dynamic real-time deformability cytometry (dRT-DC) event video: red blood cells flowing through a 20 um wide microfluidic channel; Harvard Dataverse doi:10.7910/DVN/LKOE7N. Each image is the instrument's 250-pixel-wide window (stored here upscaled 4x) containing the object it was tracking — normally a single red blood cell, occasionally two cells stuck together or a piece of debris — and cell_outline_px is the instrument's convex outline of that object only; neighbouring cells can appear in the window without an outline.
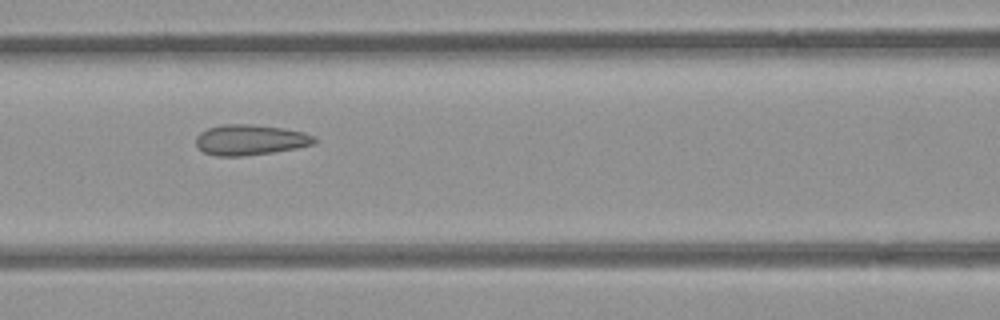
{"species": "common noctule bat (a hibernating species)", "species_latin": "Nyctalus noctula", "temperature_condition": "room temperature", "stored_images_in_passage": 8, "camera_frame_rate_fps": 3000, "um_per_image_px": 0.085, "animal": {"sex": "female", "body_mass_g": 21.9}, "frame": {"image": 1, "passage_image": 6, "time_ms": 6.667, "image_size_px": [1000, 320], "cell_outline_px": [[316, 144], [296, 148], [272, 152], [240, 156], [216, 156], [204, 152], [196, 144], [196, 136], [200, 132], [208, 128], [224, 124], [252, 124], [284, 128], [304, 132], [316, 136]], "centroid_in_image_um": [21.29, 11.88], "position_along_channel_um": 145.3, "area_um2": 21.1}}
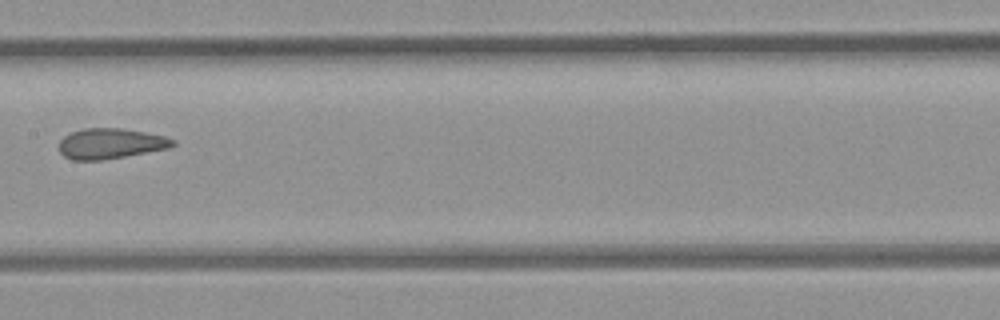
{"frame": {"image": 2, "passage_image": 7, "time_ms": 8.0, "image_size_px": [1000, 320], "cell_outline_px": [[176, 144], [168, 148], [124, 156], [100, 160], [72, 160], [64, 156], [60, 152], [60, 140], [64, 136], [72, 132], [84, 128], [120, 128], [144, 132], [164, 136], [176, 140]], "centroid_in_image_um": [9.39, 12.2], "position_along_channel_um": 198.0, "area_um2": 19.94}}
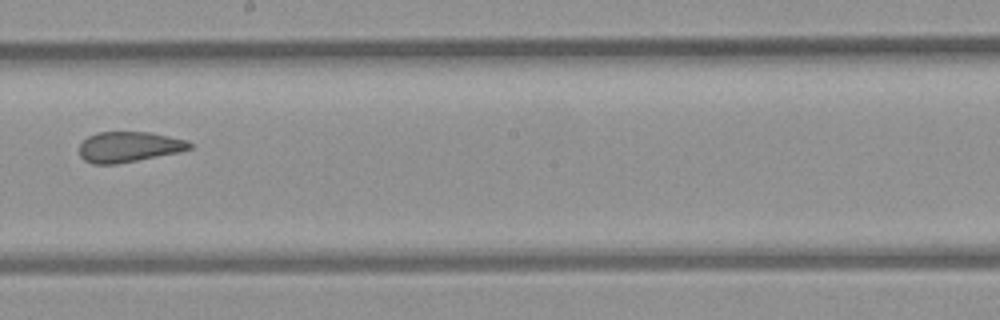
{"frame": {"image": 3, "passage_image": 8, "time_ms": 9.0, "image_size_px": [1000, 320], "cell_outline_px": [[192, 148], [176, 152], [116, 164], [92, 164], [84, 160], [80, 156], [80, 144], [88, 136], [96, 132], [148, 132], [188, 140], [192, 144]], "centroid_in_image_um": [10.92, 12.47], "position_along_channel_um": 237.3, "area_um2": 19.36}}